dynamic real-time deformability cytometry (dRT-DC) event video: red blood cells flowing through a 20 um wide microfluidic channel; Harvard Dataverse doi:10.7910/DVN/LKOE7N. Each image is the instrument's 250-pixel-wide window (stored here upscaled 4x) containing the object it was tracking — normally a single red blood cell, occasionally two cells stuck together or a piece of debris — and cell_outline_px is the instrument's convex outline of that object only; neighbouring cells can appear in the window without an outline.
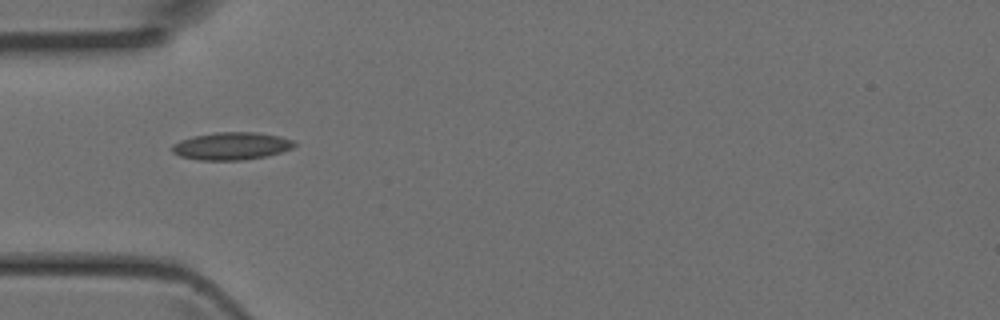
{"species": "Egyptian fruit bat (a non-hibernating species)", "species_latin": "Rousettus aegyptiacus", "temperature_condition": "room temperature", "stored_images_in_passage": 3, "camera_frame_rate_fps": 3000, "um_per_image_px": 0.085, "animal": {"sex": "female"}, "frame": {"image": 1, "passage_image": 1, "time_ms": 0.0, "image_size_px": [1000, 320], "cell_outline_px": [[296, 144], [292, 148], [268, 156], [244, 160], [200, 160], [180, 156], [172, 152], [172, 144], [180, 140], [192, 136], [216, 132], [256, 132], [280, 136], [292, 140]], "centroid_in_image_um": [19.66, 12.41], "position_along_channel_um": 65.3, "area_um2": 19.71}}
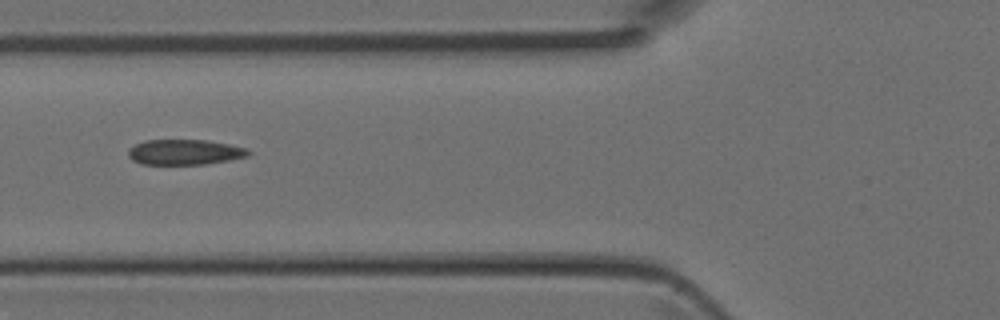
{"frame": {"image": 2, "passage_image": 2, "time_ms": 0.333, "image_size_px": [1000, 320], "cell_outline_px": [[252, 152], [248, 156], [228, 160], [204, 164], [140, 164], [132, 160], [128, 156], [128, 148], [144, 140], [208, 140], [248, 148]], "centroid_in_image_um": [15.69, 12.92], "position_along_channel_um": 110.1, "area_um2": 17.8}}
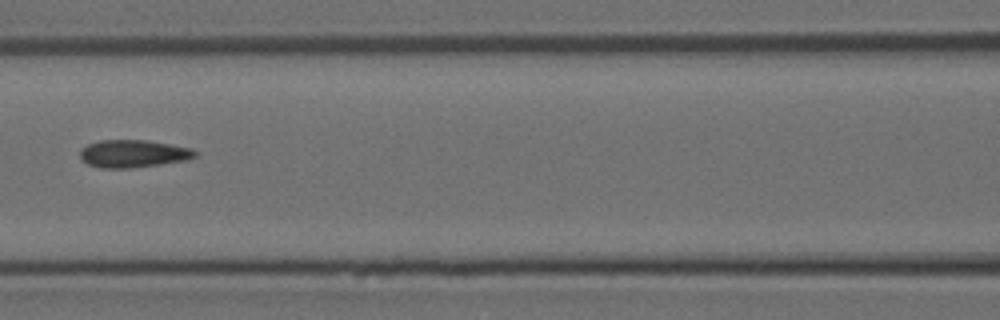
{"frame": {"image": 3, "passage_image": 3, "time_ms": 0.667, "image_size_px": [1000, 320], "cell_outline_px": [[200, 152], [196, 156], [188, 160], [132, 168], [100, 168], [88, 164], [80, 160], [80, 148], [88, 144], [100, 140], [148, 140], [192, 148]], "centroid_in_image_um": [11.33, 13.06], "position_along_channel_um": 155.3, "area_um2": 18.79}}